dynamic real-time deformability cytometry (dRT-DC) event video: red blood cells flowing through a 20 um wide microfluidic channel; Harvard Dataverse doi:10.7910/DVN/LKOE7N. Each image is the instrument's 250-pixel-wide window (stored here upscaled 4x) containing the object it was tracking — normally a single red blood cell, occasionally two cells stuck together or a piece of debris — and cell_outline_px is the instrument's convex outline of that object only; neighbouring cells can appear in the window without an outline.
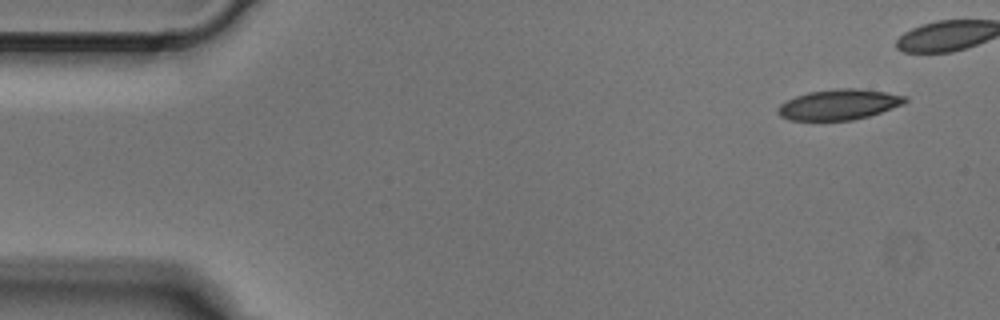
{"species": "Egyptian fruit bat (a non-hibernating species)", "species_latin": "Rousettus aegyptiacus", "temperature_condition": "cold", "stored_images_in_passage": 4, "segment_of_instrument_passage": [2, 2], "camera_frame_rate_fps": 3000, "um_per_image_px": 0.085, "animal": {"sex": "male"}, "frame": {"image": 1, "passage_image": 4, "time_ms": 1.0, "image_size_px": [1000, 320], "cell_outline_px": [[908, 100], [904, 104], [868, 116], [852, 120], [788, 120], [780, 116], [776, 112], [776, 108], [780, 104], [796, 96], [808, 92], [836, 88], [860, 88], [908, 96]], "centroid_in_image_um": [71.3, 8.88], "position_along_channel_um": 13.7, "area_um2": 22.66}}